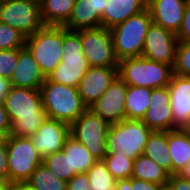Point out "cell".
I'll use <instances>...</instances> for the list:
<instances>
[{
  "instance_id": "cell-23",
  "label": "cell",
  "mask_w": 190,
  "mask_h": 190,
  "mask_svg": "<svg viewBox=\"0 0 190 190\" xmlns=\"http://www.w3.org/2000/svg\"><path fill=\"white\" fill-rule=\"evenodd\" d=\"M76 0H41V17L45 26H65L71 18Z\"/></svg>"
},
{
  "instance_id": "cell-38",
  "label": "cell",
  "mask_w": 190,
  "mask_h": 190,
  "mask_svg": "<svg viewBox=\"0 0 190 190\" xmlns=\"http://www.w3.org/2000/svg\"><path fill=\"white\" fill-rule=\"evenodd\" d=\"M132 190H166L163 185L132 177Z\"/></svg>"
},
{
  "instance_id": "cell-29",
  "label": "cell",
  "mask_w": 190,
  "mask_h": 190,
  "mask_svg": "<svg viewBox=\"0 0 190 190\" xmlns=\"http://www.w3.org/2000/svg\"><path fill=\"white\" fill-rule=\"evenodd\" d=\"M91 190H115L117 180L109 172L103 160H97L86 171Z\"/></svg>"
},
{
  "instance_id": "cell-20",
  "label": "cell",
  "mask_w": 190,
  "mask_h": 190,
  "mask_svg": "<svg viewBox=\"0 0 190 190\" xmlns=\"http://www.w3.org/2000/svg\"><path fill=\"white\" fill-rule=\"evenodd\" d=\"M107 0H76L71 18L65 25L70 31L102 27L101 17Z\"/></svg>"
},
{
  "instance_id": "cell-1",
  "label": "cell",
  "mask_w": 190,
  "mask_h": 190,
  "mask_svg": "<svg viewBox=\"0 0 190 190\" xmlns=\"http://www.w3.org/2000/svg\"><path fill=\"white\" fill-rule=\"evenodd\" d=\"M3 103L11 122L10 135L31 138L47 118L40 90L11 87Z\"/></svg>"
},
{
  "instance_id": "cell-10",
  "label": "cell",
  "mask_w": 190,
  "mask_h": 190,
  "mask_svg": "<svg viewBox=\"0 0 190 190\" xmlns=\"http://www.w3.org/2000/svg\"><path fill=\"white\" fill-rule=\"evenodd\" d=\"M0 22L15 28L25 37L45 26L37 0H7L0 6Z\"/></svg>"
},
{
  "instance_id": "cell-13",
  "label": "cell",
  "mask_w": 190,
  "mask_h": 190,
  "mask_svg": "<svg viewBox=\"0 0 190 190\" xmlns=\"http://www.w3.org/2000/svg\"><path fill=\"white\" fill-rule=\"evenodd\" d=\"M126 91L127 85L117 77L100 99L88 109L105 120L109 125L126 120Z\"/></svg>"
},
{
  "instance_id": "cell-35",
  "label": "cell",
  "mask_w": 190,
  "mask_h": 190,
  "mask_svg": "<svg viewBox=\"0 0 190 190\" xmlns=\"http://www.w3.org/2000/svg\"><path fill=\"white\" fill-rule=\"evenodd\" d=\"M176 36L179 42L190 41V0L185 7L182 26Z\"/></svg>"
},
{
  "instance_id": "cell-33",
  "label": "cell",
  "mask_w": 190,
  "mask_h": 190,
  "mask_svg": "<svg viewBox=\"0 0 190 190\" xmlns=\"http://www.w3.org/2000/svg\"><path fill=\"white\" fill-rule=\"evenodd\" d=\"M174 74L180 76L190 74V41L179 42L178 44Z\"/></svg>"
},
{
  "instance_id": "cell-2",
  "label": "cell",
  "mask_w": 190,
  "mask_h": 190,
  "mask_svg": "<svg viewBox=\"0 0 190 190\" xmlns=\"http://www.w3.org/2000/svg\"><path fill=\"white\" fill-rule=\"evenodd\" d=\"M40 93L47 117L68 125L74 123L88 109L76 87L51 82L46 78L40 87Z\"/></svg>"
},
{
  "instance_id": "cell-7",
  "label": "cell",
  "mask_w": 190,
  "mask_h": 190,
  "mask_svg": "<svg viewBox=\"0 0 190 190\" xmlns=\"http://www.w3.org/2000/svg\"><path fill=\"white\" fill-rule=\"evenodd\" d=\"M151 132L143 121L123 120L110 125L107 131L106 151H121L126 157L135 160L143 154Z\"/></svg>"
},
{
  "instance_id": "cell-26",
  "label": "cell",
  "mask_w": 190,
  "mask_h": 190,
  "mask_svg": "<svg viewBox=\"0 0 190 190\" xmlns=\"http://www.w3.org/2000/svg\"><path fill=\"white\" fill-rule=\"evenodd\" d=\"M62 150L69 156L70 172L86 173L97 161L91 152L71 135L66 139Z\"/></svg>"
},
{
  "instance_id": "cell-48",
  "label": "cell",
  "mask_w": 190,
  "mask_h": 190,
  "mask_svg": "<svg viewBox=\"0 0 190 190\" xmlns=\"http://www.w3.org/2000/svg\"><path fill=\"white\" fill-rule=\"evenodd\" d=\"M7 0H0V6L5 3Z\"/></svg>"
},
{
  "instance_id": "cell-17",
  "label": "cell",
  "mask_w": 190,
  "mask_h": 190,
  "mask_svg": "<svg viewBox=\"0 0 190 190\" xmlns=\"http://www.w3.org/2000/svg\"><path fill=\"white\" fill-rule=\"evenodd\" d=\"M188 2L189 0H147L146 8L150 12L152 22L177 35Z\"/></svg>"
},
{
  "instance_id": "cell-5",
  "label": "cell",
  "mask_w": 190,
  "mask_h": 190,
  "mask_svg": "<svg viewBox=\"0 0 190 190\" xmlns=\"http://www.w3.org/2000/svg\"><path fill=\"white\" fill-rule=\"evenodd\" d=\"M64 41V26H44L26 37L25 47L38 63L47 78L61 63Z\"/></svg>"
},
{
  "instance_id": "cell-34",
  "label": "cell",
  "mask_w": 190,
  "mask_h": 190,
  "mask_svg": "<svg viewBox=\"0 0 190 190\" xmlns=\"http://www.w3.org/2000/svg\"><path fill=\"white\" fill-rule=\"evenodd\" d=\"M18 49L0 50V77L11 79L17 67Z\"/></svg>"
},
{
  "instance_id": "cell-43",
  "label": "cell",
  "mask_w": 190,
  "mask_h": 190,
  "mask_svg": "<svg viewBox=\"0 0 190 190\" xmlns=\"http://www.w3.org/2000/svg\"><path fill=\"white\" fill-rule=\"evenodd\" d=\"M115 190H132V177L117 180Z\"/></svg>"
},
{
  "instance_id": "cell-16",
  "label": "cell",
  "mask_w": 190,
  "mask_h": 190,
  "mask_svg": "<svg viewBox=\"0 0 190 190\" xmlns=\"http://www.w3.org/2000/svg\"><path fill=\"white\" fill-rule=\"evenodd\" d=\"M142 121L152 131H170L176 129L173 126L168 86L152 89L150 106Z\"/></svg>"
},
{
  "instance_id": "cell-36",
  "label": "cell",
  "mask_w": 190,
  "mask_h": 190,
  "mask_svg": "<svg viewBox=\"0 0 190 190\" xmlns=\"http://www.w3.org/2000/svg\"><path fill=\"white\" fill-rule=\"evenodd\" d=\"M66 190H91L86 173H80L73 176L67 182Z\"/></svg>"
},
{
  "instance_id": "cell-37",
  "label": "cell",
  "mask_w": 190,
  "mask_h": 190,
  "mask_svg": "<svg viewBox=\"0 0 190 190\" xmlns=\"http://www.w3.org/2000/svg\"><path fill=\"white\" fill-rule=\"evenodd\" d=\"M166 190H190V180L184 179L179 174L170 175Z\"/></svg>"
},
{
  "instance_id": "cell-40",
  "label": "cell",
  "mask_w": 190,
  "mask_h": 190,
  "mask_svg": "<svg viewBox=\"0 0 190 190\" xmlns=\"http://www.w3.org/2000/svg\"><path fill=\"white\" fill-rule=\"evenodd\" d=\"M0 130H11V122L3 102H0Z\"/></svg>"
},
{
  "instance_id": "cell-28",
  "label": "cell",
  "mask_w": 190,
  "mask_h": 190,
  "mask_svg": "<svg viewBox=\"0 0 190 190\" xmlns=\"http://www.w3.org/2000/svg\"><path fill=\"white\" fill-rule=\"evenodd\" d=\"M28 182L36 190L67 189V182L55 176L44 163H41L37 167V169L30 176Z\"/></svg>"
},
{
  "instance_id": "cell-6",
  "label": "cell",
  "mask_w": 190,
  "mask_h": 190,
  "mask_svg": "<svg viewBox=\"0 0 190 190\" xmlns=\"http://www.w3.org/2000/svg\"><path fill=\"white\" fill-rule=\"evenodd\" d=\"M151 23V15L146 8L110 29L115 54L119 61L142 56L145 36Z\"/></svg>"
},
{
  "instance_id": "cell-19",
  "label": "cell",
  "mask_w": 190,
  "mask_h": 190,
  "mask_svg": "<svg viewBox=\"0 0 190 190\" xmlns=\"http://www.w3.org/2000/svg\"><path fill=\"white\" fill-rule=\"evenodd\" d=\"M45 79L29 50L18 48L17 67L10 79L11 86L40 90Z\"/></svg>"
},
{
  "instance_id": "cell-44",
  "label": "cell",
  "mask_w": 190,
  "mask_h": 190,
  "mask_svg": "<svg viewBox=\"0 0 190 190\" xmlns=\"http://www.w3.org/2000/svg\"><path fill=\"white\" fill-rule=\"evenodd\" d=\"M181 177L184 179L190 180V161L188 164L182 169V171L179 173Z\"/></svg>"
},
{
  "instance_id": "cell-42",
  "label": "cell",
  "mask_w": 190,
  "mask_h": 190,
  "mask_svg": "<svg viewBox=\"0 0 190 190\" xmlns=\"http://www.w3.org/2000/svg\"><path fill=\"white\" fill-rule=\"evenodd\" d=\"M8 190H36L28 181L9 183Z\"/></svg>"
},
{
  "instance_id": "cell-25",
  "label": "cell",
  "mask_w": 190,
  "mask_h": 190,
  "mask_svg": "<svg viewBox=\"0 0 190 190\" xmlns=\"http://www.w3.org/2000/svg\"><path fill=\"white\" fill-rule=\"evenodd\" d=\"M152 88L127 85L126 120L142 121L150 106Z\"/></svg>"
},
{
  "instance_id": "cell-11",
  "label": "cell",
  "mask_w": 190,
  "mask_h": 190,
  "mask_svg": "<svg viewBox=\"0 0 190 190\" xmlns=\"http://www.w3.org/2000/svg\"><path fill=\"white\" fill-rule=\"evenodd\" d=\"M90 67H118L112 35L104 27L76 30Z\"/></svg>"
},
{
  "instance_id": "cell-4",
  "label": "cell",
  "mask_w": 190,
  "mask_h": 190,
  "mask_svg": "<svg viewBox=\"0 0 190 190\" xmlns=\"http://www.w3.org/2000/svg\"><path fill=\"white\" fill-rule=\"evenodd\" d=\"M63 55L61 63L47 79L62 85L78 88L80 81L90 68L84 55L80 35L64 26Z\"/></svg>"
},
{
  "instance_id": "cell-27",
  "label": "cell",
  "mask_w": 190,
  "mask_h": 190,
  "mask_svg": "<svg viewBox=\"0 0 190 190\" xmlns=\"http://www.w3.org/2000/svg\"><path fill=\"white\" fill-rule=\"evenodd\" d=\"M132 177L167 187L170 174L152 159L139 155L134 160Z\"/></svg>"
},
{
  "instance_id": "cell-8",
  "label": "cell",
  "mask_w": 190,
  "mask_h": 190,
  "mask_svg": "<svg viewBox=\"0 0 190 190\" xmlns=\"http://www.w3.org/2000/svg\"><path fill=\"white\" fill-rule=\"evenodd\" d=\"M8 156V180L10 183L28 181L43 158L30 138L9 135L6 141Z\"/></svg>"
},
{
  "instance_id": "cell-45",
  "label": "cell",
  "mask_w": 190,
  "mask_h": 190,
  "mask_svg": "<svg viewBox=\"0 0 190 190\" xmlns=\"http://www.w3.org/2000/svg\"><path fill=\"white\" fill-rule=\"evenodd\" d=\"M9 135H10V130H0V145L6 143Z\"/></svg>"
},
{
  "instance_id": "cell-15",
  "label": "cell",
  "mask_w": 190,
  "mask_h": 190,
  "mask_svg": "<svg viewBox=\"0 0 190 190\" xmlns=\"http://www.w3.org/2000/svg\"><path fill=\"white\" fill-rule=\"evenodd\" d=\"M117 77L118 67H90L78 86L84 104L92 106Z\"/></svg>"
},
{
  "instance_id": "cell-14",
  "label": "cell",
  "mask_w": 190,
  "mask_h": 190,
  "mask_svg": "<svg viewBox=\"0 0 190 190\" xmlns=\"http://www.w3.org/2000/svg\"><path fill=\"white\" fill-rule=\"evenodd\" d=\"M69 136L70 125L47 117L30 139L37 152L45 158L49 154L61 151Z\"/></svg>"
},
{
  "instance_id": "cell-41",
  "label": "cell",
  "mask_w": 190,
  "mask_h": 190,
  "mask_svg": "<svg viewBox=\"0 0 190 190\" xmlns=\"http://www.w3.org/2000/svg\"><path fill=\"white\" fill-rule=\"evenodd\" d=\"M11 87L12 86L9 79L0 77V102H4V99L9 93Z\"/></svg>"
},
{
  "instance_id": "cell-21",
  "label": "cell",
  "mask_w": 190,
  "mask_h": 190,
  "mask_svg": "<svg viewBox=\"0 0 190 190\" xmlns=\"http://www.w3.org/2000/svg\"><path fill=\"white\" fill-rule=\"evenodd\" d=\"M147 0H107L101 17L102 27L111 29L146 9Z\"/></svg>"
},
{
  "instance_id": "cell-24",
  "label": "cell",
  "mask_w": 190,
  "mask_h": 190,
  "mask_svg": "<svg viewBox=\"0 0 190 190\" xmlns=\"http://www.w3.org/2000/svg\"><path fill=\"white\" fill-rule=\"evenodd\" d=\"M143 155L155 161L172 175V159L168 149V131H152L148 137Z\"/></svg>"
},
{
  "instance_id": "cell-32",
  "label": "cell",
  "mask_w": 190,
  "mask_h": 190,
  "mask_svg": "<svg viewBox=\"0 0 190 190\" xmlns=\"http://www.w3.org/2000/svg\"><path fill=\"white\" fill-rule=\"evenodd\" d=\"M26 37L15 28L0 22V50L25 47Z\"/></svg>"
},
{
  "instance_id": "cell-18",
  "label": "cell",
  "mask_w": 190,
  "mask_h": 190,
  "mask_svg": "<svg viewBox=\"0 0 190 190\" xmlns=\"http://www.w3.org/2000/svg\"><path fill=\"white\" fill-rule=\"evenodd\" d=\"M173 126L183 129L190 120V80L174 74L168 85Z\"/></svg>"
},
{
  "instance_id": "cell-31",
  "label": "cell",
  "mask_w": 190,
  "mask_h": 190,
  "mask_svg": "<svg viewBox=\"0 0 190 190\" xmlns=\"http://www.w3.org/2000/svg\"><path fill=\"white\" fill-rule=\"evenodd\" d=\"M43 163L55 176L66 182L77 174L76 172H70L69 156L63 150L47 155L43 158Z\"/></svg>"
},
{
  "instance_id": "cell-46",
  "label": "cell",
  "mask_w": 190,
  "mask_h": 190,
  "mask_svg": "<svg viewBox=\"0 0 190 190\" xmlns=\"http://www.w3.org/2000/svg\"><path fill=\"white\" fill-rule=\"evenodd\" d=\"M9 180L5 177H0V190H8Z\"/></svg>"
},
{
  "instance_id": "cell-9",
  "label": "cell",
  "mask_w": 190,
  "mask_h": 190,
  "mask_svg": "<svg viewBox=\"0 0 190 190\" xmlns=\"http://www.w3.org/2000/svg\"><path fill=\"white\" fill-rule=\"evenodd\" d=\"M109 124L91 110L87 109L70 125V135L83 144L96 160H103Z\"/></svg>"
},
{
  "instance_id": "cell-47",
  "label": "cell",
  "mask_w": 190,
  "mask_h": 190,
  "mask_svg": "<svg viewBox=\"0 0 190 190\" xmlns=\"http://www.w3.org/2000/svg\"><path fill=\"white\" fill-rule=\"evenodd\" d=\"M186 135L190 138V120L189 122L185 125V127L182 129Z\"/></svg>"
},
{
  "instance_id": "cell-3",
  "label": "cell",
  "mask_w": 190,
  "mask_h": 190,
  "mask_svg": "<svg viewBox=\"0 0 190 190\" xmlns=\"http://www.w3.org/2000/svg\"><path fill=\"white\" fill-rule=\"evenodd\" d=\"M174 68L171 65L144 57L125 58L119 61L118 77L130 86L160 88L168 86Z\"/></svg>"
},
{
  "instance_id": "cell-39",
  "label": "cell",
  "mask_w": 190,
  "mask_h": 190,
  "mask_svg": "<svg viewBox=\"0 0 190 190\" xmlns=\"http://www.w3.org/2000/svg\"><path fill=\"white\" fill-rule=\"evenodd\" d=\"M0 177L8 179V156L6 143L0 145Z\"/></svg>"
},
{
  "instance_id": "cell-30",
  "label": "cell",
  "mask_w": 190,
  "mask_h": 190,
  "mask_svg": "<svg viewBox=\"0 0 190 190\" xmlns=\"http://www.w3.org/2000/svg\"><path fill=\"white\" fill-rule=\"evenodd\" d=\"M103 161L116 180L132 177L134 159L126 157L121 151L107 153Z\"/></svg>"
},
{
  "instance_id": "cell-22",
  "label": "cell",
  "mask_w": 190,
  "mask_h": 190,
  "mask_svg": "<svg viewBox=\"0 0 190 190\" xmlns=\"http://www.w3.org/2000/svg\"><path fill=\"white\" fill-rule=\"evenodd\" d=\"M168 149L172 159V175L179 174L190 161V138L182 129L170 130Z\"/></svg>"
},
{
  "instance_id": "cell-12",
  "label": "cell",
  "mask_w": 190,
  "mask_h": 190,
  "mask_svg": "<svg viewBox=\"0 0 190 190\" xmlns=\"http://www.w3.org/2000/svg\"><path fill=\"white\" fill-rule=\"evenodd\" d=\"M178 44L177 36L173 32L152 22L145 36L142 57L174 68Z\"/></svg>"
}]
</instances>
